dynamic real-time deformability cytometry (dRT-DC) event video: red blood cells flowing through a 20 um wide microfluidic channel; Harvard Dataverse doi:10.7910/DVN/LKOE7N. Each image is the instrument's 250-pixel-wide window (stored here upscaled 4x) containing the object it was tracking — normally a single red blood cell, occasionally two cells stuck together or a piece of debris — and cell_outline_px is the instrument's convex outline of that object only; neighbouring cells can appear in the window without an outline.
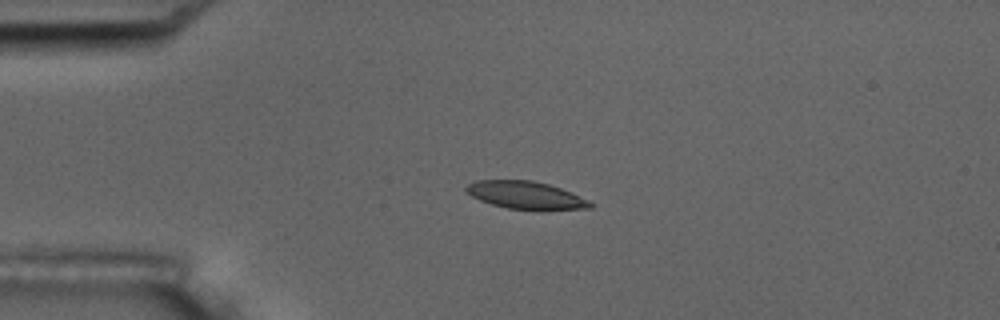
{"species": "common noctule bat (a hibernating species)", "species_latin": "Nyctalus noctula", "temperature_condition": "room temperature", "stored_images_in_passage": 3, "camera_frame_rate_fps": 3000, "um_per_image_px": 0.085, "animal": {"sex": "male", "body_mass_g": 17.5, "forearm_length_mm": 52.3}, "frame": {"image": 1, "passage_image": 2, "time_ms": 2.333, "image_size_px": [1000, 320], "cell_outline_px": [[592, 208], [544, 212], [508, 208], [492, 204], [480, 200], [472, 196], [464, 188], [468, 184], [476, 180], [532, 180], [548, 184], [572, 192], [588, 200], [592, 204]], "centroid_in_image_um": [44.75, 16.62], "position_along_channel_um": 40.2, "area_um2": 20.46}}